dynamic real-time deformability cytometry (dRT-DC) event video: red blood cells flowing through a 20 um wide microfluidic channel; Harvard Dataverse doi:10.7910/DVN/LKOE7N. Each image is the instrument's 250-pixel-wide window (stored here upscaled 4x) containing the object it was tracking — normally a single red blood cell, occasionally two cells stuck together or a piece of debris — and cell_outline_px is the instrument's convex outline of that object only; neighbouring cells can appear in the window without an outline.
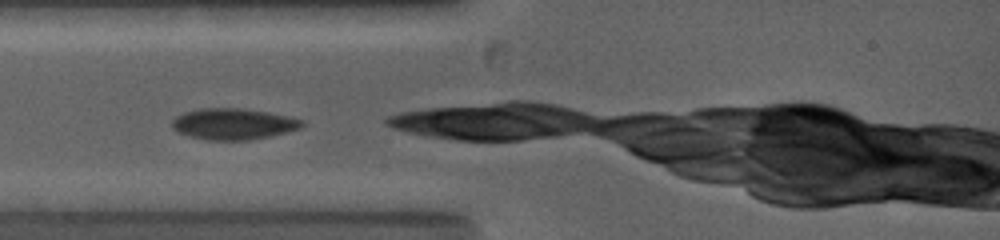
{"species": "common noctule bat (a hibernating species)", "species_latin": "Nyctalus noctula", "temperature_condition": "warm", "stored_images_in_passage": 12, "camera_frame_rate_fps": 5000, "um_per_image_px": 0.085, "animal": {"sex": "female", "body_mass_g": 19.0, "forearm_length_mm": 53.3}, "frame": {"image": 1, "passage_image": 1, "time_ms": 0.0, "image_size_px": [1000, 240], "cell_outline_px": [[304, 124], [300, 128], [288, 132], [248, 140], [208, 140], [192, 136], [180, 132], [172, 128], [172, 120], [176, 116], [184, 112], [200, 108], [240, 108], [268, 112], [292, 116], [304, 120]], "centroid_in_image_um": [19.87, 10.52], "position_along_channel_um": 65.1, "area_um2": 23.58}}